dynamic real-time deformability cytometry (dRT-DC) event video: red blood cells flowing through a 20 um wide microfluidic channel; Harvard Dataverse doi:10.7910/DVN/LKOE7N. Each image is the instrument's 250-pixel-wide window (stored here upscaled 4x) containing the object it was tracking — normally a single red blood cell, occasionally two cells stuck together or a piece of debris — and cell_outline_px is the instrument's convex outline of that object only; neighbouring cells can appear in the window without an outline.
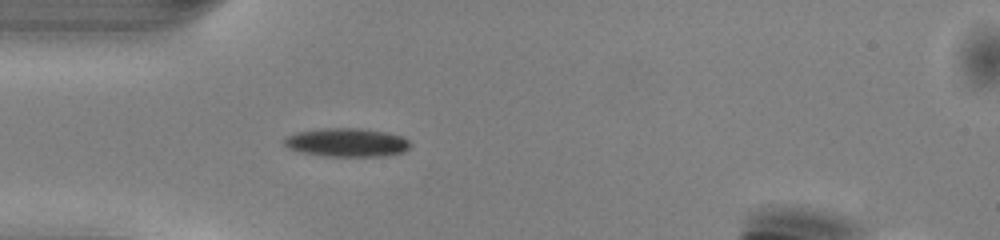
{"species": "common noctule bat (a hibernating species)", "species_latin": "Nyctalus noctula", "temperature_condition": "warm", "stored_images_in_passage": 36, "camera_frame_rate_fps": 3000, "um_per_image_px": 0.085, "animal": {"sex": "male", "body_mass_g": 13.0, "forearm_length_mm": 53.1}, "frame": {"image": 1, "passage_image": 1, "time_ms": 0.0, "image_size_px": [1000, 240], "cell_outline_px": [[412, 144], [404, 152], [384, 156], [328, 156], [304, 152], [288, 148], [284, 144], [284, 136], [296, 132], [320, 128], [360, 128], [388, 132], [400, 136], [408, 140]], "centroid_in_image_um": [29.48, 12.09], "position_along_channel_um": 55.5, "area_um2": 21.04}}
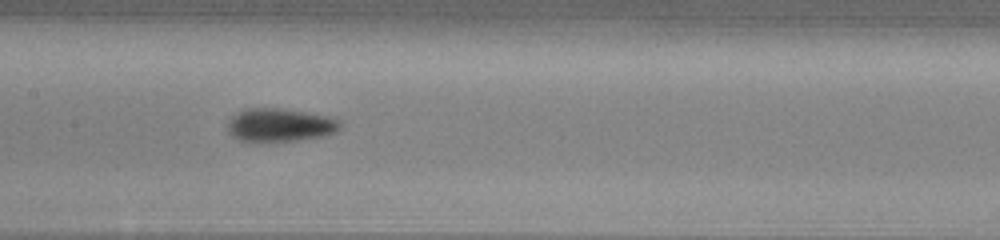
{"frame": {"image": 2, "passage_image": 12, "time_ms": 3.667, "image_size_px": [1000, 240], "cell_outline_px": [[340, 128], [336, 132], [320, 136], [296, 140], [256, 144], [240, 140], [232, 136], [228, 132], [228, 120], [236, 112], [244, 108], [280, 108], [312, 112], [328, 116], [340, 120]], "centroid_in_image_um": [23.74, 10.64], "position_along_channel_um": 183.7, "area_um2": 22.48}}
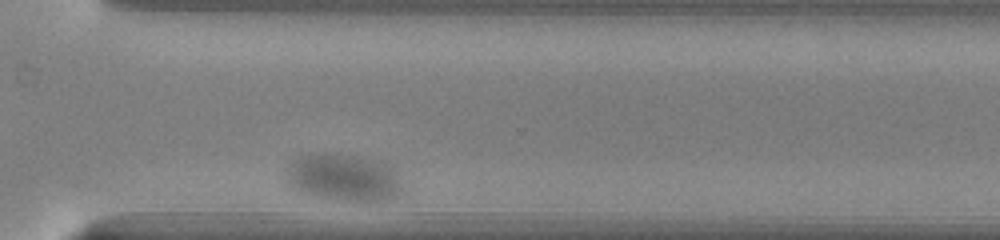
{"frame": {"image": 3, "passage_image": 27, "time_ms": 8.667, "image_size_px": [1000, 240], "cell_outline_px": [[400, 196], [392, 200], [324, 200], [300, 192], [288, 184], [284, 180], [284, 168], [292, 160], [300, 156], [312, 152], [324, 152], [380, 160], [392, 164], [396, 172], [400, 184]], "centroid_in_image_um": [29.13, 15.08], "position_along_channel_um": 341.5, "area_um2": 32.95}}